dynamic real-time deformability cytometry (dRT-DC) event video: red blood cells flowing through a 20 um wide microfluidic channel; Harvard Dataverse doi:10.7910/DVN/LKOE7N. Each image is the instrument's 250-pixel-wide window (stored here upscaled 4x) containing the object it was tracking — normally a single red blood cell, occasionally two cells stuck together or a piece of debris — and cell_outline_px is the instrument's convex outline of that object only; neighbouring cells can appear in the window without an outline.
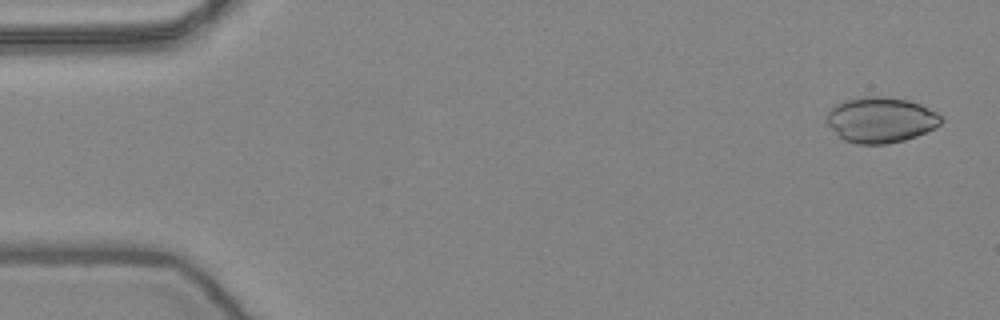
{"species": "common noctule bat (a hibernating species)", "species_latin": "Nyctalus noctula", "temperature_condition": "warm", "stored_images_in_passage": 53, "camera_frame_rate_fps": 3000, "um_per_image_px": 0.085, "animal": {"sex": "female", "body_mass_g": 24.6, "forearm_length_mm": 56.2}, "frame": {"image": 1, "passage_image": 2, "time_ms": 0.333, "image_size_px": [1000, 320], "cell_outline_px": [[944, 120], [940, 124], [916, 136], [904, 140], [888, 144], [856, 144], [844, 140], [828, 124], [824, 116], [832, 104], [856, 96], [880, 96], [908, 100], [920, 104], [936, 112]], "centroid_in_image_um": [74.8, 10.17], "position_along_channel_um": 10.2, "area_um2": 30.58}}
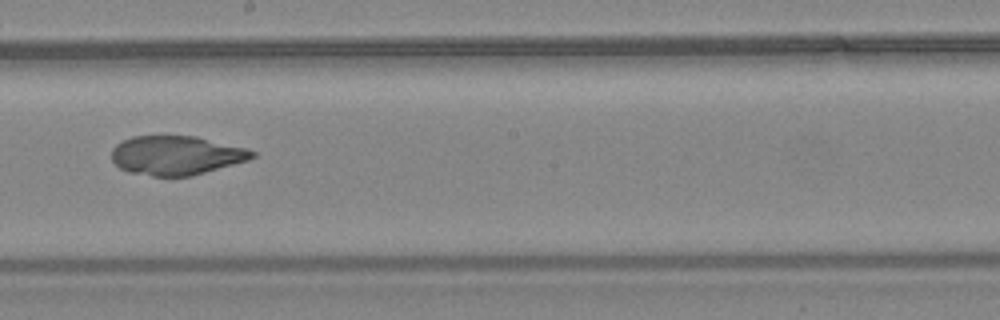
{"frame": {"image": 2, "passage_image": 29, "time_ms": 9.333, "image_size_px": [1000, 320], "cell_outline_px": [[256, 156], [248, 160], [192, 176], [152, 176], [128, 172], [120, 168], [112, 160], [112, 148], [116, 144], [132, 136], [196, 136], [248, 148], [256, 152]], "centroid_in_image_um": [15.0, 13.2], "position_along_channel_um": 233.2, "area_um2": 32.14}}
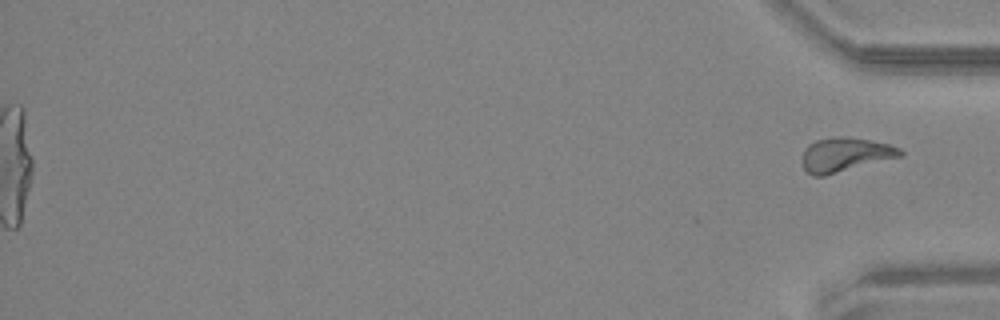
{"frame": {"image": 3, "passage_image": 53, "time_ms": 17.333, "image_size_px": [1000, 320], "cell_outline_px": [[904, 156], [824, 176], [812, 176], [804, 168], [800, 160], [804, 148], [808, 144], [816, 140], [868, 140], [888, 144], [900, 148], [904, 152]], "centroid_in_image_um": [71.83, 13.21], "position_along_channel_um": 363.4, "area_um2": 18.9}}